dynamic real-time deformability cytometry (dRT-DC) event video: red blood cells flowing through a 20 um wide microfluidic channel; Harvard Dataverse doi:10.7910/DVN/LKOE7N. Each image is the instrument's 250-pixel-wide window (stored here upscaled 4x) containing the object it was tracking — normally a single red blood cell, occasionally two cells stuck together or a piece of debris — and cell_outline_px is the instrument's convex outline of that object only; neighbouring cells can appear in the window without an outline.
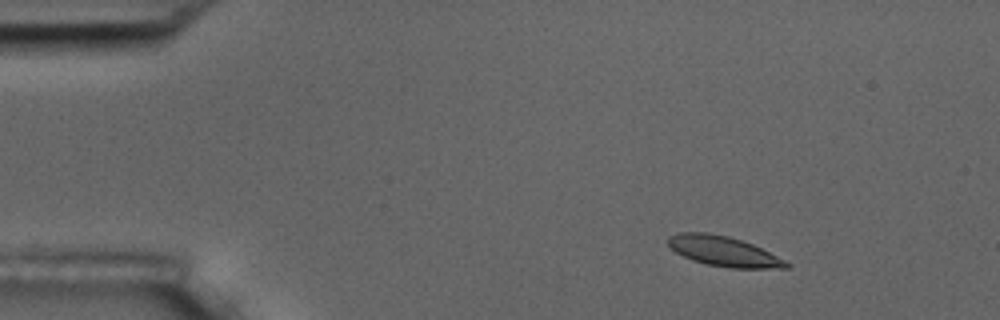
{"species": "common noctule bat (a hibernating species)", "species_latin": "Nyctalus noctula", "temperature_condition": "room temperature", "stored_images_in_passage": 8, "camera_frame_rate_fps": 3000, "um_per_image_px": 0.085, "animal": {"sex": "male", "body_mass_g": 17.5, "forearm_length_mm": 52.3}, "frame": {"image": 1, "passage_image": 2, "time_ms": 1.0, "image_size_px": [1000, 320], "cell_outline_px": [[792, 264], [788, 268], [728, 268], [708, 264], [692, 260], [676, 252], [668, 244], [668, 236], [680, 232], [708, 232], [728, 236], [752, 244]], "centroid_in_image_um": [61.49, 21.35], "position_along_channel_um": 23.5, "area_um2": 20.46}}
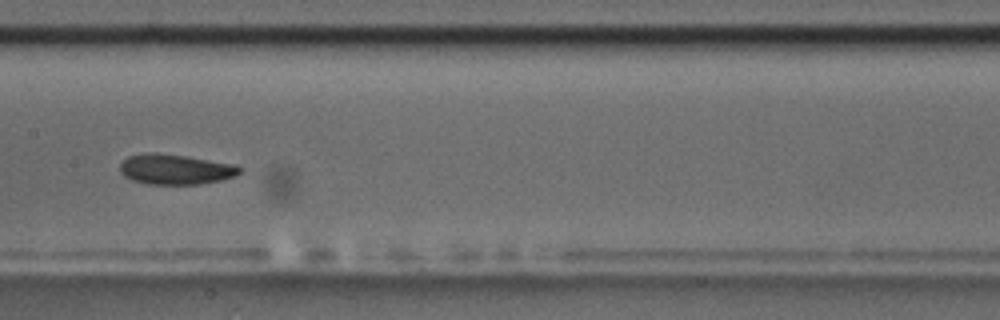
{"frame": {"image": 2, "passage_image": 8, "time_ms": 8.0, "image_size_px": [1000, 320], "cell_outline_px": [[244, 168], [236, 176], [220, 180], [200, 184], [148, 184], [132, 180], [124, 176], [120, 172], [120, 164], [128, 156], [148, 152], [156, 152], [184, 156], [236, 164]], "centroid_in_image_um": [14.92, 14.39], "position_along_channel_um": 192.5, "area_um2": 21.15}}